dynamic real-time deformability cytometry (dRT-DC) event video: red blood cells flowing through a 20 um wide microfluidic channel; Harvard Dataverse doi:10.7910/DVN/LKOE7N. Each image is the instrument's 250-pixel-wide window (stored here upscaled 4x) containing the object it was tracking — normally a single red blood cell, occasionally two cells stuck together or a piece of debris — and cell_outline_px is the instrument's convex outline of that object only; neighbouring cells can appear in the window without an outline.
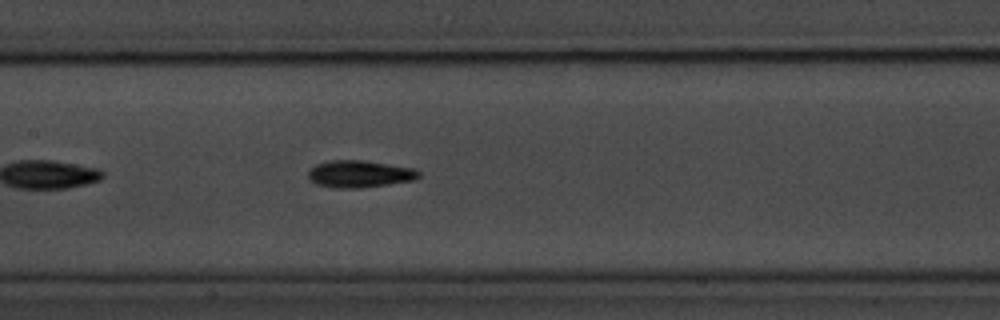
{"species": "common noctule bat (a hibernating species)", "species_latin": "Nyctalus noctula", "temperature_condition": "room temperature", "stored_images_in_passage": 39, "camera_frame_rate_fps": 3000, "um_per_image_px": 0.085, "animal": {"sex": "male", "body_mass_g": 20.1, "forearm_length_mm": 53.5}, "frame": {"image": 1, "passage_image": 12, "time_ms": 3.667, "image_size_px": [1000, 320], "cell_outline_px": [[420, 176], [416, 180], [388, 184], [356, 188], [336, 188], [316, 184], [308, 180], [308, 168], [316, 164], [332, 160], [364, 160], [412, 168], [420, 172]], "centroid_in_image_um": [30.52, 14.78], "position_along_channel_um": 176.9, "area_um2": 17.51}, "authors_computed_cell_mechanics": {"area_um2": 16.0684, "velocity_mm_per_s": 3.6806, "shape_relaxation_time_tau1_ms": 2.5096, "shape_relaxation_time_tau2_ms": null, "deformation_change_tau1": 0.1491, "deformation_change_tau2": null}}